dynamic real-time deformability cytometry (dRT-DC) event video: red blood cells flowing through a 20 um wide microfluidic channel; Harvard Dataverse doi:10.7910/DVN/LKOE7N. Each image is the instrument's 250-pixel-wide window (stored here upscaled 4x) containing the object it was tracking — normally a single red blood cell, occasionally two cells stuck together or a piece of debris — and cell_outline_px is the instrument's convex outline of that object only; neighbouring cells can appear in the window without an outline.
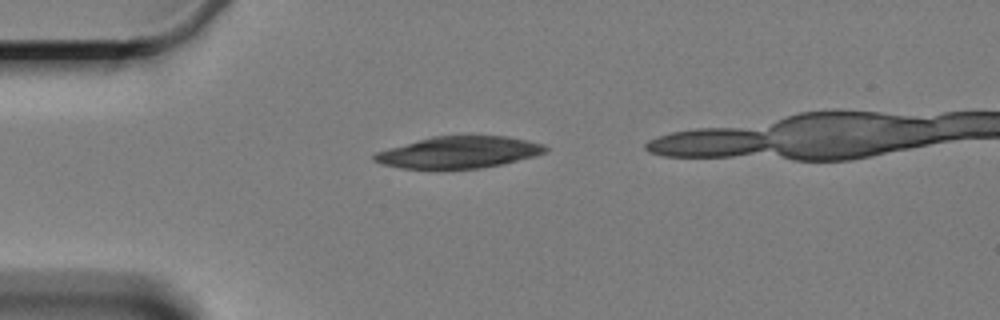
{"species": "Egyptian fruit bat (a non-hibernating species)", "species_latin": "Rousettus aegyptiacus", "temperature_condition": "cold", "stored_images_in_passage": 2, "camera_frame_rate_fps": 3000, "um_per_image_px": 0.085, "animal": {"sex": "female"}, "frame": {"image": 1, "passage_image": 1, "time_ms": 0.0, "image_size_px": [1000, 320], "cell_outline_px": [[548, 152], [536, 156], [500, 164], [480, 168], [400, 168], [380, 164], [372, 160], [372, 156], [376, 152], [388, 148], [432, 136], [508, 136], [528, 140], [544, 144], [548, 148]], "centroid_in_image_um": [39.01, 12.94], "position_along_channel_um": 46.0, "area_um2": 31.56}}